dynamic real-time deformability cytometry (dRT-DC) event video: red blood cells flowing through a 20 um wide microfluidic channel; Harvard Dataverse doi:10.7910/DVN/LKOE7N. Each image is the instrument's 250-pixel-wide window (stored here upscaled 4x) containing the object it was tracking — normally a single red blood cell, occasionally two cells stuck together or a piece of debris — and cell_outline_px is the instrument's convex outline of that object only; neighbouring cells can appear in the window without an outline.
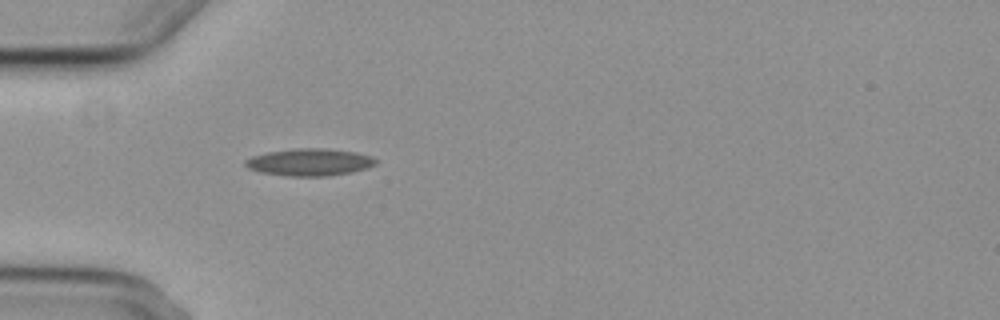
{"species": "common noctule bat (a hibernating species)", "species_latin": "Nyctalus noctula", "temperature_condition": "cold", "stored_images_in_passage": 1, "camera_frame_rate_fps": 3000, "um_per_image_px": 0.085, "animal": {"sex": "female", "body_mass_g": 29.2, "forearm_length_mm": 56.3}, "frame": {"image": 1, "passage_image": 1, "time_ms": 0.0, "image_size_px": [1000, 320], "cell_outline_px": [[376, 164], [368, 168], [352, 172], [328, 176], [288, 176], [260, 172], [248, 168], [244, 164], [244, 160], [252, 156], [268, 152], [292, 148], [328, 148], [356, 152], [372, 156], [376, 160]], "centroid_in_image_um": [26.32, 13.78], "position_along_channel_um": 58.7, "area_um2": 20.87}}